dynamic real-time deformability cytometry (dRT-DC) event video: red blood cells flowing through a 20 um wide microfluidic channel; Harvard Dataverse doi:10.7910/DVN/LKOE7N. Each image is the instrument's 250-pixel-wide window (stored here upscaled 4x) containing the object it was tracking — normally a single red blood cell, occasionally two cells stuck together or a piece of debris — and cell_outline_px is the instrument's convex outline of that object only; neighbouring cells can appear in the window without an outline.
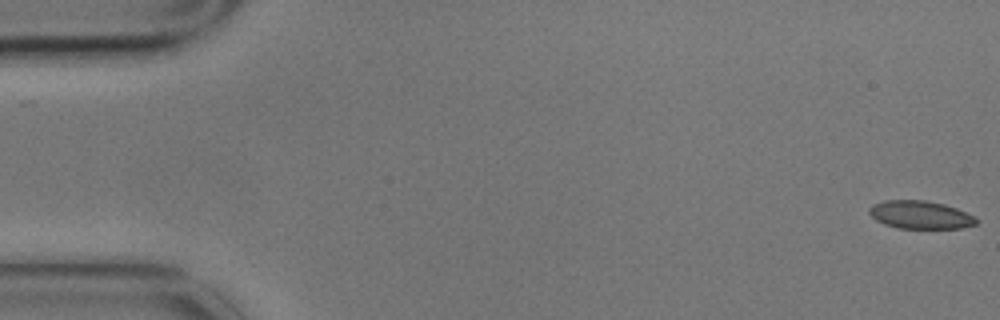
{"species": "common noctule bat (a hibernating species)", "species_latin": "Nyctalus noctula", "temperature_condition": "cold", "stored_images_in_passage": 5, "camera_frame_rate_fps": 3000, "um_per_image_px": 0.085, "animal": {"sex": "male", "body_mass_g": 17.9}, "frame": {"image": 1, "passage_image": 1, "time_ms": 0.0, "image_size_px": [1000, 320], "cell_outline_px": [[980, 220], [976, 224], [960, 228], [900, 228], [884, 224], [876, 220], [868, 212], [868, 208], [872, 204], [884, 200], [924, 200], [944, 204], [956, 208], [976, 216]], "centroid_in_image_um": [78.23, 18.25], "position_along_channel_um": 6.8, "area_um2": 17.57}}
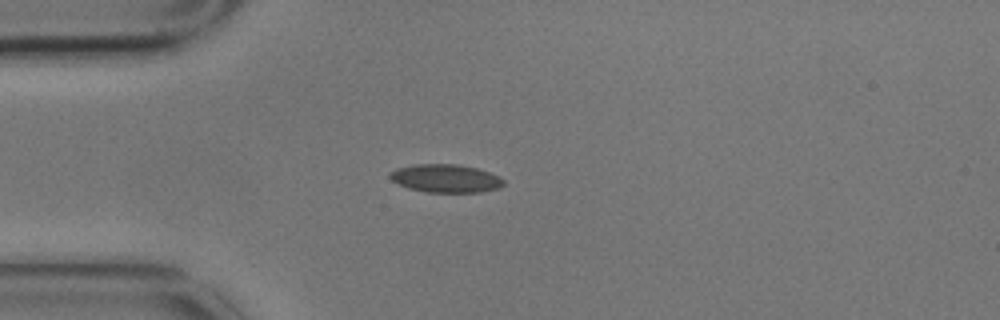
{"frame": {"image": 2, "passage_image": 5, "time_ms": 1.333, "image_size_px": [1000, 320], "cell_outline_px": [[504, 184], [500, 188], [480, 192], [428, 192], [408, 188], [392, 180], [388, 176], [388, 172], [396, 168], [416, 164], [456, 164], [476, 168], [500, 176], [504, 180]], "centroid_in_image_um": [37.88, 15.16], "position_along_channel_um": 47.1, "area_um2": 18.67}}